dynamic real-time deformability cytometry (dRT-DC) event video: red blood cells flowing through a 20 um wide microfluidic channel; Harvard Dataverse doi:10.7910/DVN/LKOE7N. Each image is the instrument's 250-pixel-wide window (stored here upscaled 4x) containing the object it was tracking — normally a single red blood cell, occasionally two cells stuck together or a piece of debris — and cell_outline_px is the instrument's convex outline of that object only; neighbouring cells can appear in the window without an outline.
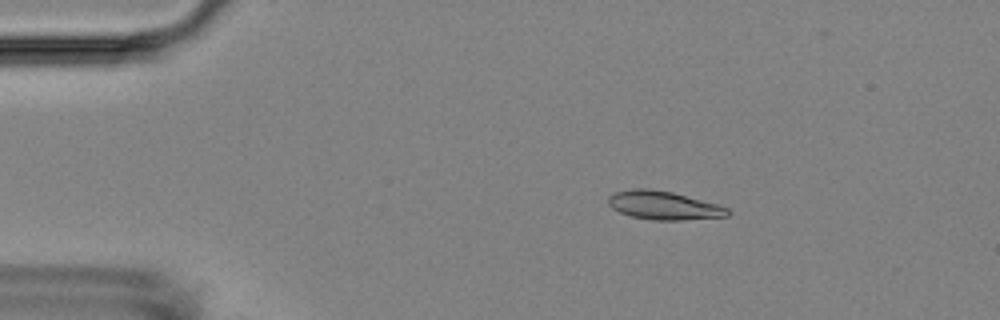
{"species": "Egyptian fruit bat (a non-hibernating species)", "species_latin": "Rousettus aegyptiacus", "temperature_condition": "room temperature", "stored_images_in_passage": 57, "camera_frame_rate_fps": 3000, "um_per_image_px": 0.085, "animal": {"sex": "female"}, "frame": {"image": 1, "passage_image": 10, "time_ms": 3.0, "image_size_px": [1000, 320], "cell_outline_px": [[732, 212], [728, 216], [680, 220], [652, 220], [632, 216], [620, 212], [612, 208], [608, 204], [608, 196], [616, 192], [632, 188], [648, 188], [672, 192], [716, 204], [728, 208]], "centroid_in_image_um": [56.4, 17.46], "position_along_channel_um": 28.6, "area_um2": 19.71}}
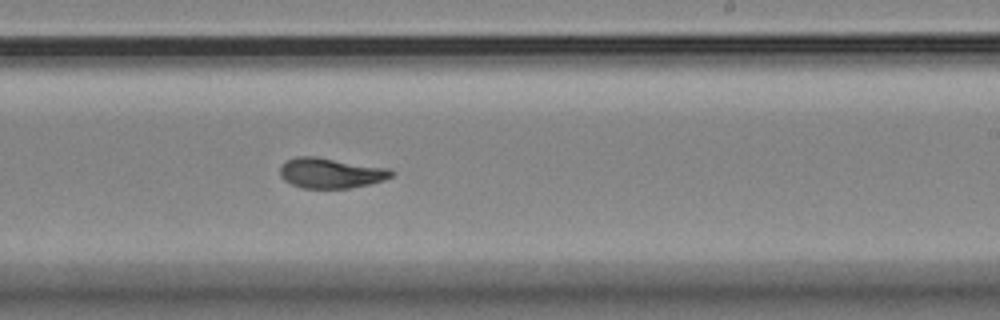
{"frame": {"image": 2, "passage_image": 34, "time_ms": 11.0, "image_size_px": [1000, 320], "cell_outline_px": [[396, 172], [392, 176], [384, 180], [368, 184], [348, 188], [304, 188], [292, 184], [284, 180], [280, 176], [280, 168], [288, 160], [296, 156], [316, 156], [392, 168]], "centroid_in_image_um": [28.17, 14.69], "position_along_channel_um": 260.8, "area_um2": 19.77}}
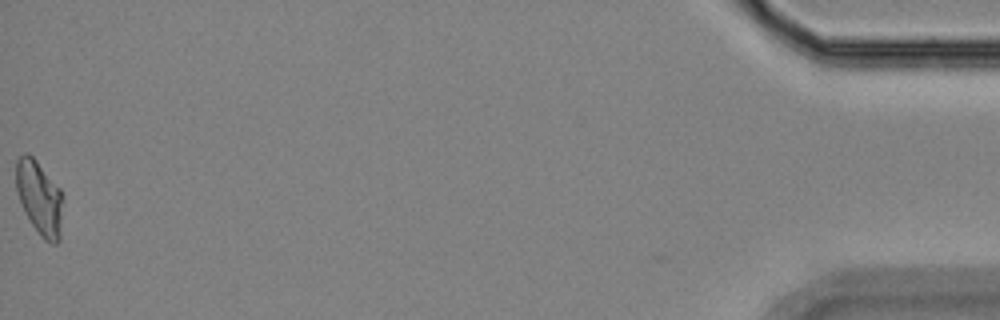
{"frame": {"image": 3, "passage_image": 56, "time_ms": 18.333, "image_size_px": [1000, 320], "cell_outline_px": [[60, 240], [56, 244], [52, 244], [44, 240], [40, 236], [24, 212], [16, 188], [16, 160], [24, 152], [28, 152], [36, 160], [60, 188]], "centroid_in_image_um": [3.31, 16.8], "position_along_channel_um": 431.9, "area_um2": 19.77}, "authors_computed_cell_mechanics": {"area_um2": 19.652, "velocity_mm_per_s": 3.6185, "shape_relaxation_time_tau1_ms": 3.5211, "shape_relaxation_time_tau2_ms": 1.4117, "deformation_change_tau1": 0.1441, "deformation_change_tau2": 0.0691}}